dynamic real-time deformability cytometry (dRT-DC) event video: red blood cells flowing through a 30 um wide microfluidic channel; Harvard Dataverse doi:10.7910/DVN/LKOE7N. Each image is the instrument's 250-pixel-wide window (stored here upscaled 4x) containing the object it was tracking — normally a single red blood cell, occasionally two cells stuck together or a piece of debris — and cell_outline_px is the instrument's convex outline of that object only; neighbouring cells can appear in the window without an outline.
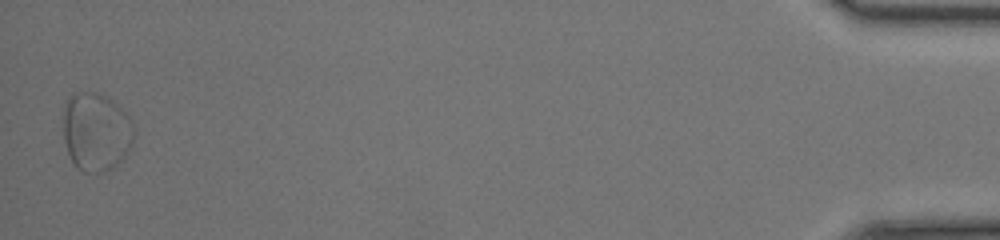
{"species": "common noctule bat (a hibernating species)", "species_latin": "Nyctalus noctula", "temperature_condition": "room temperature", "stored_images_in_passage": 47, "segment_of_instrument_passage": [2, 2], "camera_frame_rate_fps": 3000, "um_per_image_px": 0.085, "animal": {"sex": "female", "body_mass_g": 17.0, "forearm_length_mm": 48.0}, "frame": {"image": 1, "passage_image": 47, "time_ms": 15.333, "image_size_px": [1000, 240], "cell_outline_px": [[132, 144], [124, 156], [112, 168], [100, 172], [80, 172], [76, 168], [68, 152], [64, 140], [64, 108], [72, 92], [92, 92], [104, 96], [112, 100], [128, 116], [132, 124]], "centroid_in_image_um": [8.13, 11.21], "position_along_channel_um": 427.1, "area_um2": 31.85}}